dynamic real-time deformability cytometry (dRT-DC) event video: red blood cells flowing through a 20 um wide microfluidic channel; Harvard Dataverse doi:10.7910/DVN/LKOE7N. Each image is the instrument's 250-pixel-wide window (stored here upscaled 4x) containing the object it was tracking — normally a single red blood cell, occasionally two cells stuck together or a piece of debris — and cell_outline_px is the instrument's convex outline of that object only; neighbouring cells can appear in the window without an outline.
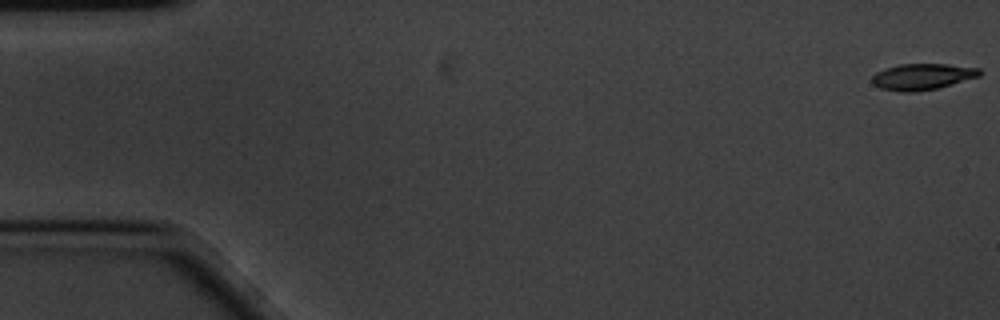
{"species": "common noctule bat (a hibernating species)", "species_latin": "Nyctalus noctula", "temperature_condition": "cold", "stored_images_in_passage": 58, "camera_frame_rate_fps": 3000, "um_per_image_px": 0.085, "animal": {"sex": "male", "body_mass_g": 20.1, "forearm_length_mm": 53.5}, "frame": {"image": 1, "passage_image": 1, "time_ms": 0.0, "image_size_px": [1000, 320], "cell_outline_px": [[980, 76], [936, 88], [912, 92], [900, 92], [880, 88], [872, 84], [872, 76], [876, 72], [900, 64], [948, 64], [980, 68]], "centroid_in_image_um": [78.38, 6.51], "position_along_channel_um": 6.6, "area_um2": 16.24}}
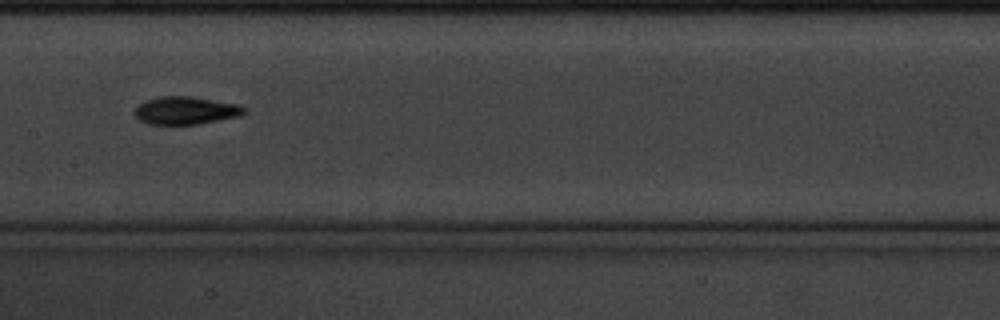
{"frame": {"image": 2, "passage_image": 29, "time_ms": 9.333, "image_size_px": [1000, 320], "cell_outline_px": [[248, 112], [240, 116], [196, 124], [148, 124], [140, 120], [132, 112], [136, 104], [144, 100], [160, 96], [192, 96], [240, 104], [248, 108]], "centroid_in_image_um": [15.79, 9.37], "position_along_channel_um": 191.6, "area_um2": 18.15}}
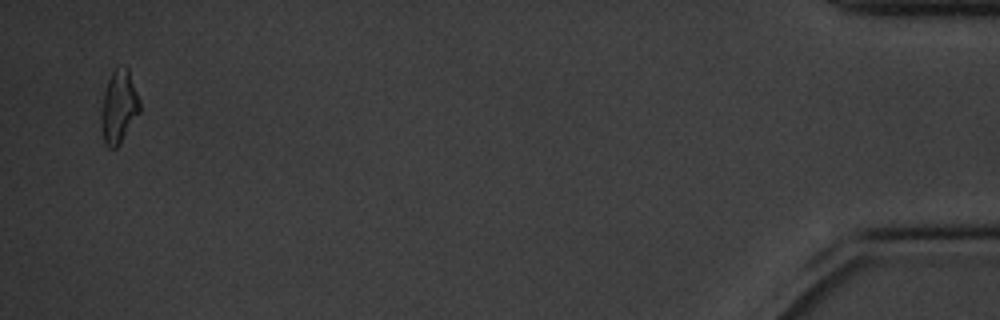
{"frame": {"image": 3, "passage_image": 57, "time_ms": 18.667, "image_size_px": [1000, 320], "cell_outline_px": [[140, 112], [120, 144], [116, 148], [108, 148], [104, 144], [100, 120], [100, 116], [104, 92], [108, 80], [112, 72], [116, 68], [124, 64], [128, 68], [140, 100]], "centroid_in_image_um": [10.1, 9.09], "position_along_channel_um": 425.1, "area_um2": 16.59}, "authors_computed_cell_mechanics": {"area_um2": 16.7909, "velocity_mm_per_s": 3.4313, "shape_relaxation_time_tau1_ms": 2.5212, "shape_relaxation_time_tau2_ms": null, "deformation_change_tau1": 0.1158, "deformation_change_tau2": null}}